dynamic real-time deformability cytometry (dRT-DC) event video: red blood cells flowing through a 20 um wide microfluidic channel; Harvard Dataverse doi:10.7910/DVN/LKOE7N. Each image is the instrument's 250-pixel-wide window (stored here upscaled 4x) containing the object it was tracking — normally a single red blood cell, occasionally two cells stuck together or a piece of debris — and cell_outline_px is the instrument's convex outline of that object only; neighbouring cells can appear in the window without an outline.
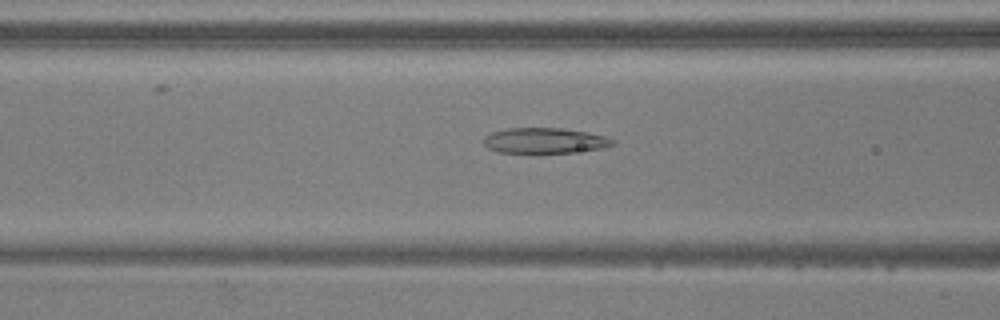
{"species": "common noctule bat (a hibernating species)", "species_latin": "Nyctalus noctula", "temperature_condition": "warm", "stored_images_in_passage": 52, "camera_frame_rate_fps": 3000, "um_per_image_px": 0.085, "animal": {"sex": "male", "body_mass_g": 20.5, "forearm_length_mm": 52.5}, "frame": {"image": 1, "passage_image": 21, "time_ms": 6.667, "image_size_px": [1000, 320], "cell_outline_px": [[616, 144], [604, 148], [572, 152], [496, 152], [488, 148], [484, 144], [484, 136], [492, 132], [508, 128], [560, 128], [588, 132], [604, 136], [616, 140]], "centroid_in_image_um": [46.32, 11.94], "position_along_channel_um": 120.3, "area_um2": 19.07}}
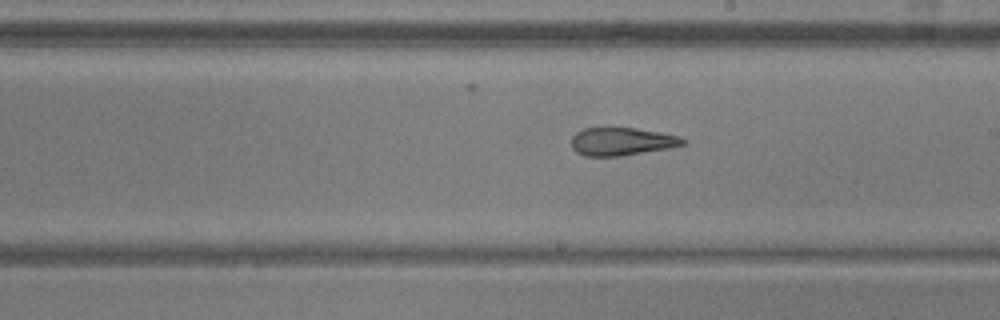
{"frame": {"image": 2, "passage_image": 30, "time_ms": 9.667, "image_size_px": [1000, 320], "cell_outline_px": [[688, 144], [672, 148], [620, 156], [584, 156], [576, 152], [572, 148], [572, 136], [576, 132], [584, 128], [608, 124], [636, 128], [660, 132], [680, 136], [688, 140]], "centroid_in_image_um": [52.87, 11.98], "position_along_channel_um": 236.1, "area_um2": 19.19}}
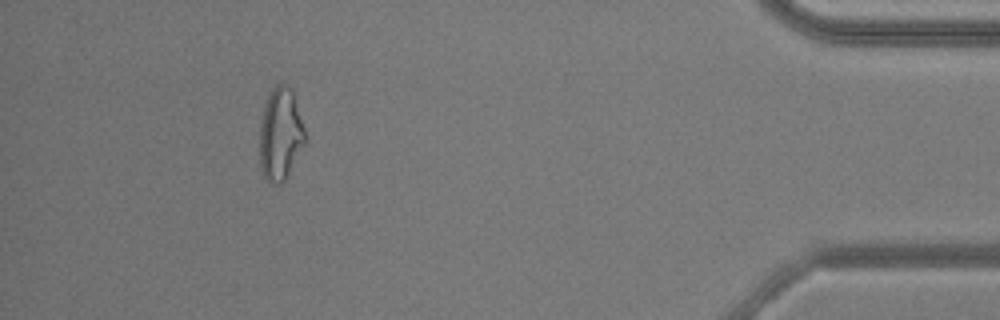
{"frame": {"image": 3, "passage_image": 48, "time_ms": 15.667, "image_size_px": [1000, 320], "cell_outline_px": [[308, 140], [284, 180], [280, 184], [276, 184], [268, 180], [264, 176], [260, 164], [260, 124], [264, 108], [268, 96], [272, 88], [280, 80], [288, 84], [292, 88]], "centroid_in_image_um": [23.86, 11.35], "position_along_channel_um": 411.3, "area_um2": 24.68}, "authors_computed_cell_mechanics": {"area_um2": 22.3975, "velocity_mm_per_s": 3.8629, "shape_relaxation_time_tau1_ms": null, "shape_relaxation_time_tau2_ms": 2.7243, "deformation_change_tau1": null, "deformation_change_tau2": 0.1296}}